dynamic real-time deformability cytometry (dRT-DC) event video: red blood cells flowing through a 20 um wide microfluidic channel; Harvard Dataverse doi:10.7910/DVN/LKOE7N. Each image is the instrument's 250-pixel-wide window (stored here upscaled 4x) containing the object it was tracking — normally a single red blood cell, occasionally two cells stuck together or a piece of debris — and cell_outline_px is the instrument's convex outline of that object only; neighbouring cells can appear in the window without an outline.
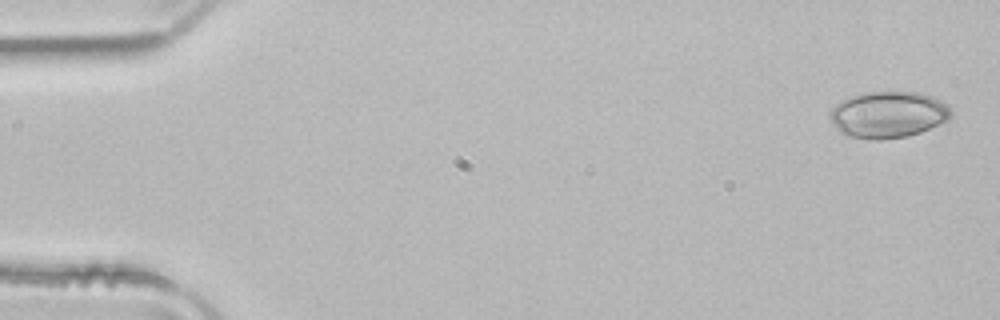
{"species": "common noctule bat (a hibernating species)", "species_latin": "Nyctalus noctula", "temperature_condition": "room temperature", "stored_images_in_passage": 50, "camera_frame_rate_fps": 3000, "um_per_image_px": 0.085, "animal": {"sex": "male", "body_mass_g": 21.5, "forearm_length_mm": 52.0}, "frame": {"image": 1, "passage_image": 1, "time_ms": 0.0, "image_size_px": [1000, 320], "cell_outline_px": [[952, 116], [948, 120], [920, 132], [904, 136], [880, 140], [872, 140], [848, 136], [840, 132], [836, 128], [828, 116], [828, 112], [840, 100], [852, 96], [868, 92], [916, 92], [932, 96], [948, 104], [952, 112]], "centroid_in_image_um": [75.48, 9.74], "position_along_channel_um": 9.5, "area_um2": 32.89}}
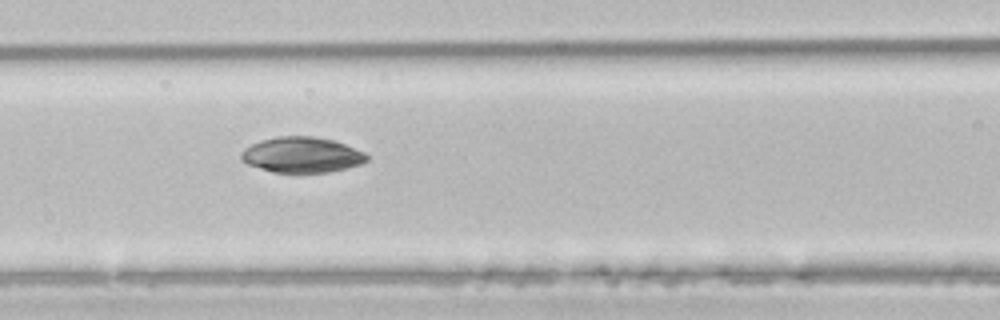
{"frame": {"image": 2, "passage_image": 21, "time_ms": 6.667, "image_size_px": [1000, 320], "cell_outline_px": [[368, 160], [360, 164], [328, 172], [300, 176], [272, 172], [248, 164], [240, 160], [240, 152], [244, 148], [260, 140], [276, 136], [312, 136], [332, 140], [344, 144], [364, 152], [368, 156]], "centroid_in_image_um": [25.61, 13.2], "position_along_channel_um": 141.0, "area_um2": 26.7}}
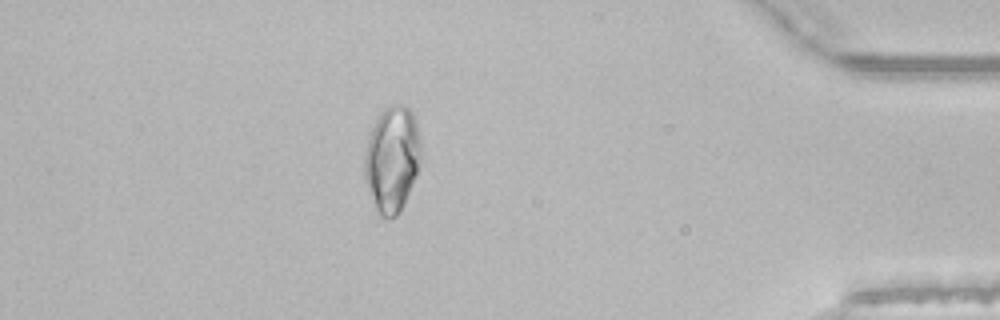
{"frame": {"image": 3, "passage_image": 44, "time_ms": 14.333, "image_size_px": [1000, 320], "cell_outline_px": [[420, 156], [416, 176], [404, 204], [400, 212], [396, 216], [388, 220], [380, 216], [376, 208], [364, 180], [364, 156], [368, 140], [376, 116], [384, 108], [392, 104], [404, 104], [412, 112], [416, 120], [420, 140]], "centroid_in_image_um": [33.32, 13.51], "position_along_channel_um": 401.9, "area_um2": 34.97}, "authors_computed_cell_mechanics": {"area_um2": 29.8537, "velocity_mm_per_s": 3.9763, "shape_relaxation_time_tau1_ms": null, "shape_relaxation_time_tau2_ms": 3.9059, "deformation_change_tau1": null, "deformation_change_tau2": 0.0341}}